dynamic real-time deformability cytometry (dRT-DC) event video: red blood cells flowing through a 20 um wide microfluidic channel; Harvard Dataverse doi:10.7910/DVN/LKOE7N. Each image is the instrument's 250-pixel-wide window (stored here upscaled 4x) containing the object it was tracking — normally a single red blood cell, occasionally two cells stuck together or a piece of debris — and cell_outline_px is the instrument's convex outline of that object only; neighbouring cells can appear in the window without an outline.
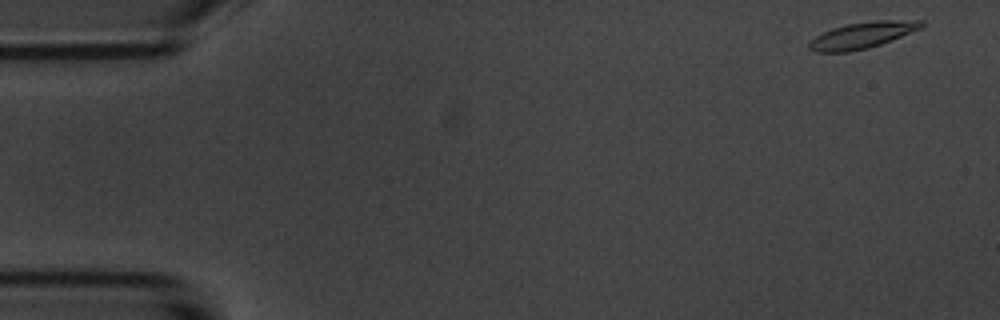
{"species": "common noctule bat (a hibernating species)", "species_latin": "Nyctalus noctula", "temperature_condition": "room temperature", "stored_images_in_passage": 4, "camera_frame_rate_fps": 3000, "um_per_image_px": 0.085, "animal": {"sex": "male", "body_mass_g": 20.1, "forearm_length_mm": 53.5}, "frame": {"image": 1, "passage_image": 1, "time_ms": 0.0, "image_size_px": [1000, 320], "cell_outline_px": [[924, 28], [880, 44], [868, 48], [848, 52], [816, 52], [808, 48], [808, 44], [816, 36], [832, 28], [848, 24], [872, 20], [924, 20]], "centroid_in_image_um": [73.34, 2.98], "position_along_channel_um": 11.7, "area_um2": 17.22}}